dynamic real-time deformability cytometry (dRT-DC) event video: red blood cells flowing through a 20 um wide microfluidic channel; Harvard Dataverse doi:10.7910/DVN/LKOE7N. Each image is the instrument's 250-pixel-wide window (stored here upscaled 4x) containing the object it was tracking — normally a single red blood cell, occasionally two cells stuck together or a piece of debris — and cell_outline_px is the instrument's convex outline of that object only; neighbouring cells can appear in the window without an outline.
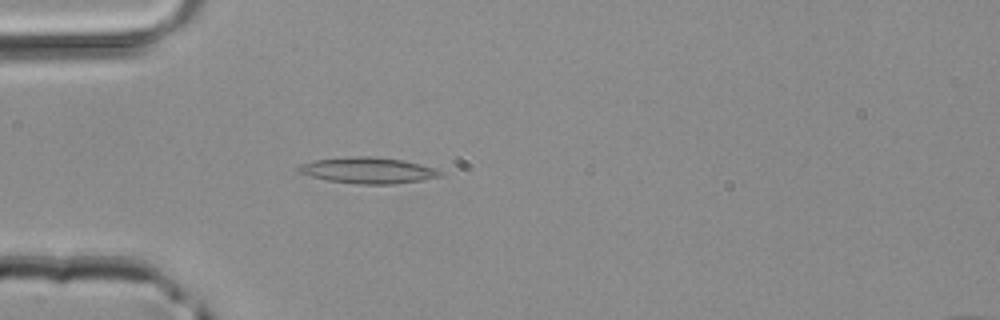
{"species": "common noctule bat (a hibernating species)", "species_latin": "Nyctalus noctula", "temperature_condition": "room temperature", "stored_images_in_passage": 3, "camera_frame_rate_fps": 3000, "um_per_image_px": 0.085, "animal": {"sex": "male", "body_mass_g": 20.4}, "frame": {"image": 1, "passage_image": 3, "time_ms": 0.667, "image_size_px": [1000, 320], "cell_outline_px": [[444, 172], [440, 176], [420, 180], [392, 184], [356, 184], [328, 180], [312, 176], [300, 172], [296, 168], [300, 164], [312, 160], [344, 156], [372, 156], [404, 160], [436, 168]], "centroid_in_image_um": [31.27, 14.46], "position_along_channel_um": 53.7, "area_um2": 21.62}}